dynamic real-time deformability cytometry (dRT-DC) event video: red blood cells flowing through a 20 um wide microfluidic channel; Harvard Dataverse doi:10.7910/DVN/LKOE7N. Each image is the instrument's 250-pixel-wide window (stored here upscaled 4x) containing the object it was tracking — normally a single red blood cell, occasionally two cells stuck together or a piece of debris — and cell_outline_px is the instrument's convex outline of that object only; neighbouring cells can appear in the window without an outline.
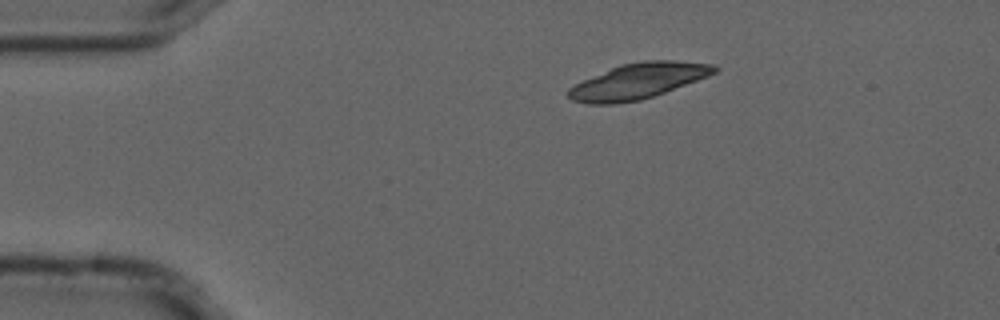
{"species": "common noctule bat (a hibernating species)", "species_latin": "Nyctalus noctula", "temperature_condition": "cold", "stored_images_in_passage": 3, "camera_frame_rate_fps": 3000, "um_per_image_px": 0.085, "animal": {"sex": "male", "forearm_length_mm": 52.5}, "frame": {"image": 1, "passage_image": 1, "time_ms": 0.0, "image_size_px": [1000, 320], "cell_outline_px": [[720, 68], [716, 72], [708, 76], [664, 92], [640, 100], [612, 104], [588, 104], [572, 100], [568, 96], [568, 88], [584, 80], [620, 64], [644, 60], [676, 60], [712, 64]], "centroid_in_image_um": [54.25, 6.88], "position_along_channel_um": 30.7, "area_um2": 29.94}}